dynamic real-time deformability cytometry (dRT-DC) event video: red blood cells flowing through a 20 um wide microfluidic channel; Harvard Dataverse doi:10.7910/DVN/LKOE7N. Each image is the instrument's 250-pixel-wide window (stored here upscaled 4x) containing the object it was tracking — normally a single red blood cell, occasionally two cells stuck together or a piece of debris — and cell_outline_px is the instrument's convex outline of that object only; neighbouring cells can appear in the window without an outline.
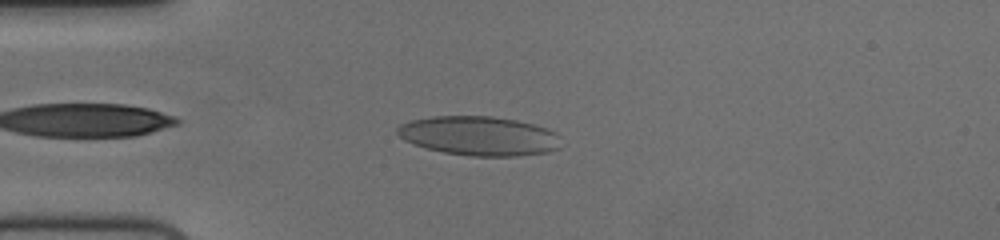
{"species": "human", "species_latin": "Homo sapiens", "temperature_condition": "cold", "stored_images_in_passage": 45, "camera_frame_rate_fps": 3000, "um_per_image_px": 0.085, "donor": {"sex": "female"}, "frame": {"image": 1, "passage_image": 4, "time_ms": 1.0, "image_size_px": [1000, 240], "cell_outline_px": [[560, 148], [548, 152], [516, 156], [468, 156], [444, 152], [428, 148], [404, 140], [396, 132], [396, 128], [400, 124], [412, 120], [432, 116], [492, 116], [516, 120], [548, 128], [556, 132], [560, 136]], "centroid_in_image_um": [40.75, 11.55], "position_along_channel_um": 44.2, "area_um2": 37.51}}
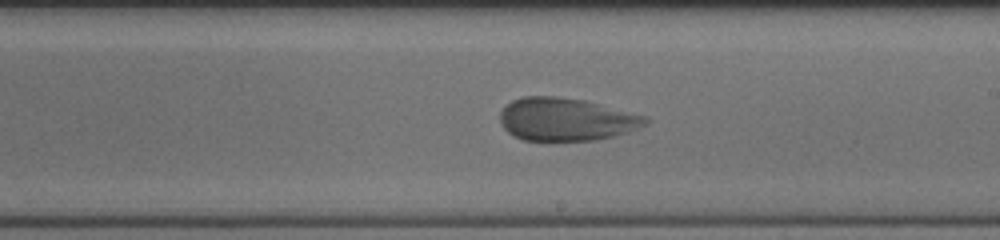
{"frame": {"image": 2, "passage_image": 22, "time_ms": 7.0, "image_size_px": [1000, 240], "cell_outline_px": [[652, 120], [648, 124], [628, 132], [596, 140], [520, 140], [512, 136], [504, 128], [500, 120], [500, 112], [512, 100], [524, 96], [556, 96], [584, 100], [648, 116]], "centroid_in_image_um": [48.15, 10.14], "position_along_channel_um": 240.9, "area_um2": 36.47}}
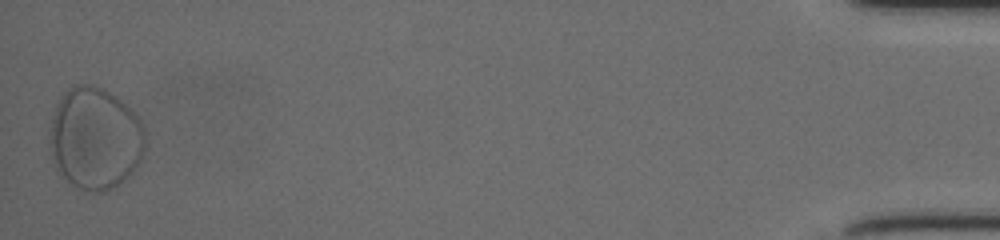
{"frame": {"image": 3, "passage_image": 45, "time_ms": 14.667, "image_size_px": [1000, 240], "cell_outline_px": [[144, 152], [136, 168], [124, 180], [112, 188], [104, 192], [96, 192], [80, 188], [72, 184], [56, 172], [52, 152], [52, 120], [56, 104], [64, 92], [72, 84], [96, 84], [104, 88], [116, 96], [132, 108], [140, 120], [144, 132]], "centroid_in_image_um": [8.11, 11.74], "position_along_channel_um": 427.1, "area_um2": 56.82}}